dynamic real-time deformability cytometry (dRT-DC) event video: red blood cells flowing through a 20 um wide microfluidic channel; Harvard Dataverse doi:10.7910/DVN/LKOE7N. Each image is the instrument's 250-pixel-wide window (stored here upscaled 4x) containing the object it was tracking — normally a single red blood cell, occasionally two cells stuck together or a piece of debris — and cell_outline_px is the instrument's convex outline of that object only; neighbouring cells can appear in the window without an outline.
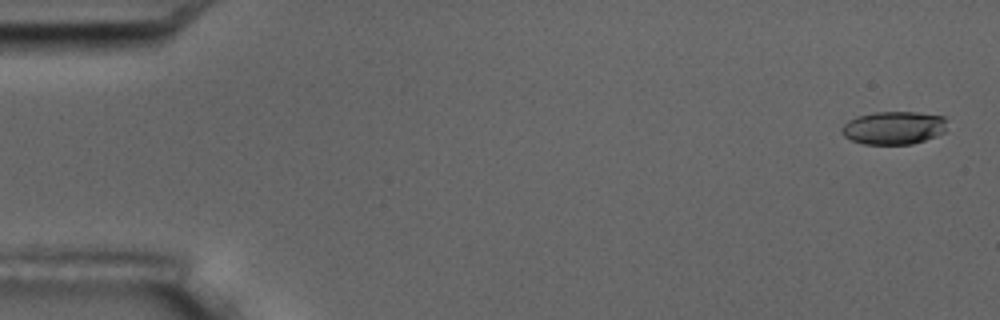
{"species": "common noctule bat (a hibernating species)", "species_latin": "Nyctalus noctula", "temperature_condition": "room temperature", "stored_images_in_passage": 17, "camera_frame_rate_fps": 3000, "um_per_image_px": 0.085, "animal": {"sex": "male", "body_mass_g": 17.5, "forearm_length_mm": 52.3}, "frame": {"image": 1, "passage_image": 1, "time_ms": 0.0, "image_size_px": [1000, 320], "cell_outline_px": [[944, 132], [936, 136], [912, 144], [864, 144], [852, 140], [844, 136], [840, 132], [840, 128], [848, 120], [856, 116], [876, 112], [916, 112], [944, 116]], "centroid_in_image_um": [75.91, 10.86], "position_along_channel_um": 9.1, "area_um2": 20.23}}
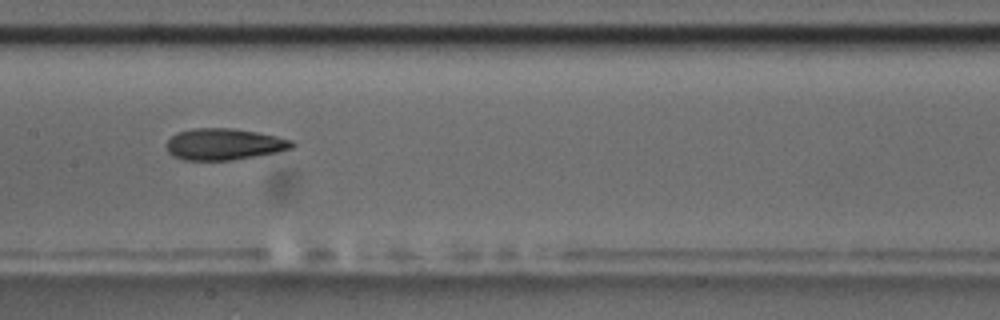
{"frame": {"image": 2, "passage_image": 9, "time_ms": 9.0, "image_size_px": [1000, 320], "cell_outline_px": [[296, 144], [292, 148], [280, 152], [232, 160], [184, 160], [172, 156], [168, 152], [164, 144], [176, 132], [192, 128], [232, 128], [256, 132], [276, 136], [292, 140]], "centroid_in_image_um": [19.03, 12.26], "position_along_channel_um": 188.4, "area_um2": 23.29}}
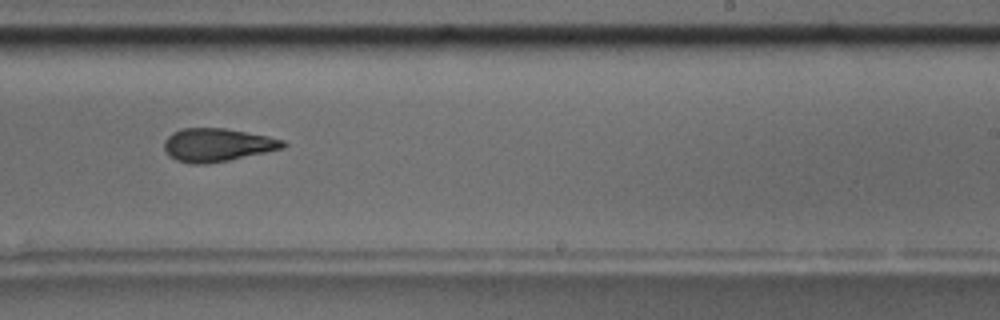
{"frame": {"image": 3, "passage_image": 11, "time_ms": 11.333, "image_size_px": [1000, 320], "cell_outline_px": [[288, 144], [284, 148], [228, 160], [204, 164], [192, 164], [176, 160], [168, 156], [164, 148], [164, 140], [172, 132], [180, 128], [224, 128], [268, 136], [284, 140]], "centroid_in_image_um": [18.44, 12.31], "position_along_channel_um": 270.6, "area_um2": 23.0}, "authors_computed_cell_mechanics": {"area_um2": 23.0044, "velocity_mm_per_s": 3.5282, "shape_relaxation_time_tau1_ms": 5.9836, "shape_relaxation_time_tau2_ms": 2.5368, "deformation_change_tau1": 0.132, "deformation_change_tau2": 0.1042}}